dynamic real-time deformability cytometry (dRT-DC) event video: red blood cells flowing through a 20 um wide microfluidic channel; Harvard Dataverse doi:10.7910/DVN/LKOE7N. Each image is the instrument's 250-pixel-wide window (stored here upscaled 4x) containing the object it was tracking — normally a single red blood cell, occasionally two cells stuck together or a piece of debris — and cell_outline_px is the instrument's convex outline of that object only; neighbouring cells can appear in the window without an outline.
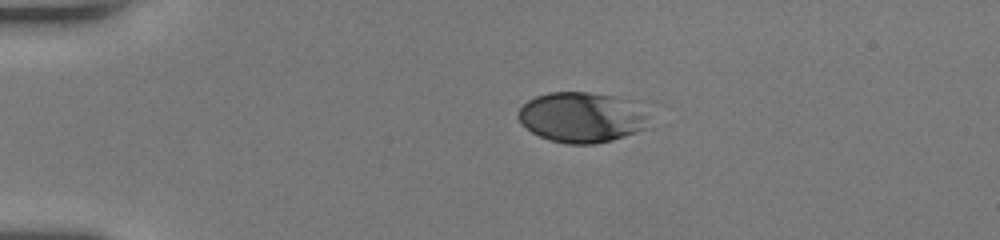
{"species": "human", "species_latin": "Homo sapiens", "temperature_condition": "room temperature", "stored_images_in_passage": 41, "camera_frame_rate_fps": 3000, "um_per_image_px": 0.085, "donor": {"sex": "female"}, "frame": {"image": 1, "passage_image": 1, "time_ms": 0.0, "image_size_px": [1000, 240], "cell_outline_px": [[652, 128], [612, 140], [592, 144], [568, 144], [548, 140], [532, 132], [520, 124], [516, 116], [516, 112], [528, 100], [536, 96], [548, 92], [588, 92], [644, 100]], "centroid_in_image_um": [49.58, 9.95], "position_along_channel_um": 35.4, "area_um2": 40.0}}
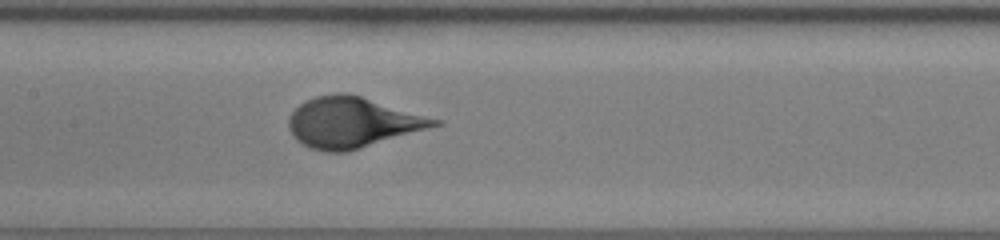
{"frame": {"image": 2, "passage_image": 16, "time_ms": 5.0, "image_size_px": [1000, 240], "cell_outline_px": [[444, 124], [348, 152], [324, 152], [308, 148], [296, 140], [292, 136], [288, 128], [288, 116], [300, 104], [316, 96], [336, 92], [348, 92], [444, 120]], "centroid_in_image_um": [29.97, 10.41], "position_along_channel_um": 177.4, "area_um2": 43.52}}
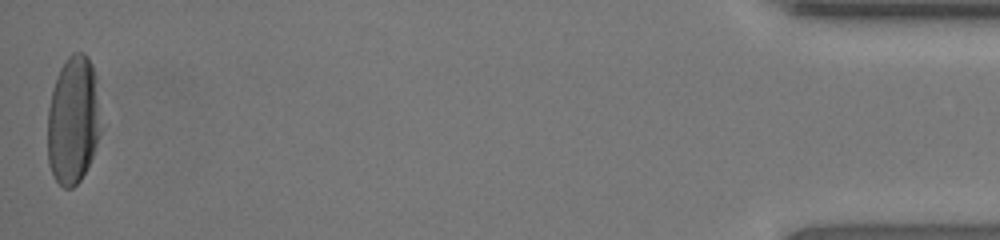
{"frame": {"image": 3, "passage_image": 41, "time_ms": 13.333, "image_size_px": [1000, 240], "cell_outline_px": [[104, 128], [92, 156], [80, 180], [72, 188], [64, 188], [56, 180], [48, 164], [48, 108], [52, 88], [56, 76], [60, 68], [68, 56], [72, 52], [84, 52], [88, 56], [92, 64], [96, 76]], "centroid_in_image_um": [6.26, 10.17], "position_along_channel_um": 428.9, "area_um2": 40.81}}